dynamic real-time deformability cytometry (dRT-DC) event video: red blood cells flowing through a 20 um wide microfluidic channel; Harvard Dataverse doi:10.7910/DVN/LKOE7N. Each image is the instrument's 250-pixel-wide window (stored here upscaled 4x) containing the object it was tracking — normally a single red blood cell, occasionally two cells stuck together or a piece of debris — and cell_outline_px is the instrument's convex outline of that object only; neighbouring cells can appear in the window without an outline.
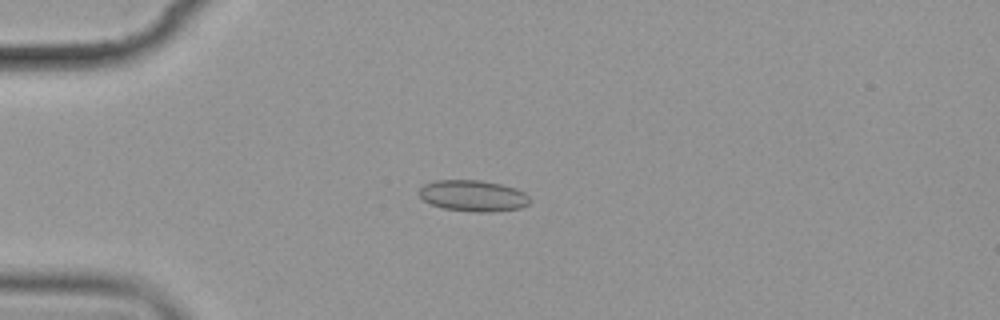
{"species": "common noctule bat (a hibernating species)", "species_latin": "Nyctalus noctula", "temperature_condition": "cold", "stored_images_in_passage": 7, "camera_frame_rate_fps": 3000, "um_per_image_px": 0.085, "animal": {"sex": "female", "body_mass_g": 19.9}, "frame": {"image": 1, "passage_image": 5, "time_ms": 4.667, "image_size_px": [1000, 320], "cell_outline_px": [[532, 200], [528, 204], [520, 208], [492, 212], [476, 212], [444, 208], [432, 204], [424, 200], [420, 196], [420, 188], [424, 184], [436, 180], [480, 180], [500, 184], [516, 188], [524, 192]], "centroid_in_image_um": [40.24, 16.64], "position_along_channel_um": 44.8, "area_um2": 20.06}}
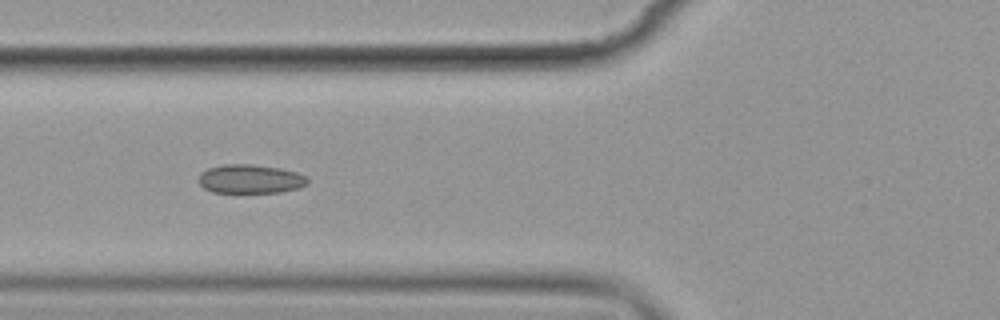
{"frame": {"image": 2, "passage_image": 7, "time_ms": 7.0, "image_size_px": [1000, 320], "cell_outline_px": [[308, 184], [300, 188], [280, 192], [212, 192], [204, 188], [200, 184], [200, 172], [208, 168], [224, 164], [252, 164], [280, 168], [296, 172], [304, 176], [308, 180]], "centroid_in_image_um": [21.28, 15.21], "position_along_channel_um": 104.5, "area_um2": 18.26}}